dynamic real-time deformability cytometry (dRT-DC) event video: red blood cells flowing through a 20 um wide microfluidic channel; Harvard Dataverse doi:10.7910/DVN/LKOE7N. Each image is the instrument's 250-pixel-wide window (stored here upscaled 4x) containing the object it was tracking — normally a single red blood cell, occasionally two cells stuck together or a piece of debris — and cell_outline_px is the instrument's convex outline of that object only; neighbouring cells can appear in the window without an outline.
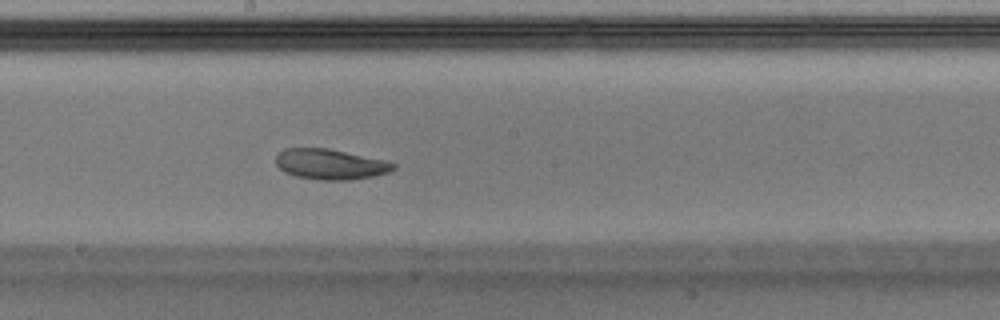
{"species": "Egyptian fruit bat (a non-hibernating species)", "species_latin": "Rousettus aegyptiacus", "temperature_condition": "warm", "stored_images_in_passage": 43, "camera_frame_rate_fps": 3000, "um_per_image_px": 0.085, "animal": {"sex": "male"}, "frame": {"image": 1, "passage_image": 19, "time_ms": 6.0, "image_size_px": [1000, 320], "cell_outline_px": [[396, 168], [388, 172], [372, 176], [352, 180], [316, 180], [296, 176], [284, 172], [276, 164], [276, 152], [284, 148], [328, 148], [388, 160], [396, 164]], "centroid_in_image_um": [28.07, 13.95], "position_along_channel_um": 220.1, "area_um2": 21.15}}
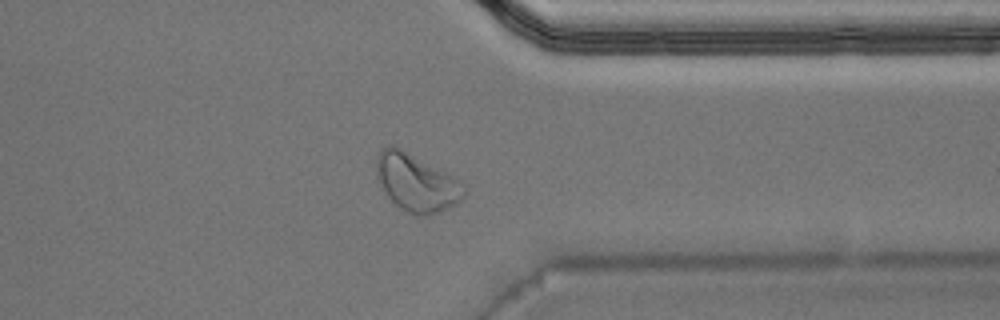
{"frame": {"image": 2, "passage_image": 31, "time_ms": 10.0, "image_size_px": [1000, 320], "cell_outline_px": [[468, 192], [456, 204], [436, 212], [424, 216], [416, 216], [400, 208], [388, 196], [376, 176], [376, 156], [380, 148], [392, 144], [456, 176], [468, 188]], "centroid_in_image_um": [35.42, 15.5], "position_along_channel_um": 376.0, "area_um2": 29.59}, "authors_computed_cell_mechanics": {"area_um2": 21.9062, "velocity_mm_per_s": 3.9866, "shape_relaxation_time_tau1_ms": 5.9558, "shape_relaxation_time_tau2_ms": null, "deformation_change_tau1": 0.1837, "deformation_change_tau2": null}}